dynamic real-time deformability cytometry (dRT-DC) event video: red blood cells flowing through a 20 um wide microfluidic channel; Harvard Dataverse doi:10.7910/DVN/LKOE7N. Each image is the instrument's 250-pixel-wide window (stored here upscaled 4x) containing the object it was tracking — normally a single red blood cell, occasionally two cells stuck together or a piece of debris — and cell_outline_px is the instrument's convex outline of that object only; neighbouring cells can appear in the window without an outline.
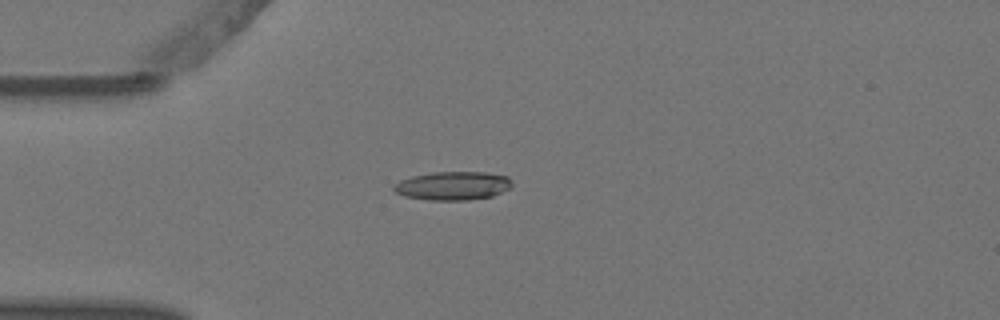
{"species": "Egyptian fruit bat (a non-hibernating species)", "species_latin": "Rousettus aegyptiacus", "temperature_condition": "warm", "stored_images_in_passage": 5, "camera_frame_rate_fps": 3000, "um_per_image_px": 0.085, "animal": {"sex": "female"}, "frame": {"image": 1, "passage_image": 5, "time_ms": 1.333, "image_size_px": [1000, 320], "cell_outline_px": [[512, 188], [492, 196], [468, 200], [428, 200], [404, 196], [396, 192], [392, 188], [392, 184], [400, 180], [412, 176], [432, 172], [484, 172], [508, 176], [512, 180]], "centroid_in_image_um": [38.5, 15.79], "position_along_channel_um": 46.5, "area_um2": 19.88}}